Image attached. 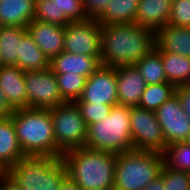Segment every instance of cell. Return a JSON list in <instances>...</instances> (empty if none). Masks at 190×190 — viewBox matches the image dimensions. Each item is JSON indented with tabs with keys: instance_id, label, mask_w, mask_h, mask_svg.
<instances>
[{
	"instance_id": "6da1fadb",
	"label": "cell",
	"mask_w": 190,
	"mask_h": 190,
	"mask_svg": "<svg viewBox=\"0 0 190 190\" xmlns=\"http://www.w3.org/2000/svg\"><path fill=\"white\" fill-rule=\"evenodd\" d=\"M102 66L135 65L155 48V32L135 23L100 24Z\"/></svg>"
},
{
	"instance_id": "7a4b0ae2",
	"label": "cell",
	"mask_w": 190,
	"mask_h": 190,
	"mask_svg": "<svg viewBox=\"0 0 190 190\" xmlns=\"http://www.w3.org/2000/svg\"><path fill=\"white\" fill-rule=\"evenodd\" d=\"M62 159L81 190H114L115 153L81 147L65 152Z\"/></svg>"
},
{
	"instance_id": "3957f363",
	"label": "cell",
	"mask_w": 190,
	"mask_h": 190,
	"mask_svg": "<svg viewBox=\"0 0 190 190\" xmlns=\"http://www.w3.org/2000/svg\"><path fill=\"white\" fill-rule=\"evenodd\" d=\"M11 118L20 147L26 156L56 158V141L49 109H17Z\"/></svg>"
},
{
	"instance_id": "277c9868",
	"label": "cell",
	"mask_w": 190,
	"mask_h": 190,
	"mask_svg": "<svg viewBox=\"0 0 190 190\" xmlns=\"http://www.w3.org/2000/svg\"><path fill=\"white\" fill-rule=\"evenodd\" d=\"M130 111L129 106L115 105L106 118L89 125L85 147L115 154L133 151Z\"/></svg>"
},
{
	"instance_id": "5b68a950",
	"label": "cell",
	"mask_w": 190,
	"mask_h": 190,
	"mask_svg": "<svg viewBox=\"0 0 190 190\" xmlns=\"http://www.w3.org/2000/svg\"><path fill=\"white\" fill-rule=\"evenodd\" d=\"M21 190H59L68 175L62 157L26 156L5 172Z\"/></svg>"
},
{
	"instance_id": "8992f818",
	"label": "cell",
	"mask_w": 190,
	"mask_h": 190,
	"mask_svg": "<svg viewBox=\"0 0 190 190\" xmlns=\"http://www.w3.org/2000/svg\"><path fill=\"white\" fill-rule=\"evenodd\" d=\"M163 154L153 151H129L116 154L114 190H144L160 176Z\"/></svg>"
},
{
	"instance_id": "52a82bcc",
	"label": "cell",
	"mask_w": 190,
	"mask_h": 190,
	"mask_svg": "<svg viewBox=\"0 0 190 190\" xmlns=\"http://www.w3.org/2000/svg\"><path fill=\"white\" fill-rule=\"evenodd\" d=\"M56 141V158L72 149L85 147L88 125L75 102L49 108Z\"/></svg>"
},
{
	"instance_id": "ba28073f",
	"label": "cell",
	"mask_w": 190,
	"mask_h": 190,
	"mask_svg": "<svg viewBox=\"0 0 190 190\" xmlns=\"http://www.w3.org/2000/svg\"><path fill=\"white\" fill-rule=\"evenodd\" d=\"M130 127L133 149L163 153L167 146L155 111L131 107Z\"/></svg>"
},
{
	"instance_id": "9c48e42d",
	"label": "cell",
	"mask_w": 190,
	"mask_h": 190,
	"mask_svg": "<svg viewBox=\"0 0 190 190\" xmlns=\"http://www.w3.org/2000/svg\"><path fill=\"white\" fill-rule=\"evenodd\" d=\"M28 108L49 109L65 103L55 73L50 69L25 71Z\"/></svg>"
},
{
	"instance_id": "30bf717a",
	"label": "cell",
	"mask_w": 190,
	"mask_h": 190,
	"mask_svg": "<svg viewBox=\"0 0 190 190\" xmlns=\"http://www.w3.org/2000/svg\"><path fill=\"white\" fill-rule=\"evenodd\" d=\"M64 51L88 56L101 55V25L96 19L70 22L65 26Z\"/></svg>"
},
{
	"instance_id": "8fae6325",
	"label": "cell",
	"mask_w": 190,
	"mask_h": 190,
	"mask_svg": "<svg viewBox=\"0 0 190 190\" xmlns=\"http://www.w3.org/2000/svg\"><path fill=\"white\" fill-rule=\"evenodd\" d=\"M75 102L118 105L115 67L100 66L87 78L82 95Z\"/></svg>"
},
{
	"instance_id": "7c38bea8",
	"label": "cell",
	"mask_w": 190,
	"mask_h": 190,
	"mask_svg": "<svg viewBox=\"0 0 190 190\" xmlns=\"http://www.w3.org/2000/svg\"><path fill=\"white\" fill-rule=\"evenodd\" d=\"M167 146L182 142L190 130V119L184 112L177 94L155 111Z\"/></svg>"
},
{
	"instance_id": "4fadbf2b",
	"label": "cell",
	"mask_w": 190,
	"mask_h": 190,
	"mask_svg": "<svg viewBox=\"0 0 190 190\" xmlns=\"http://www.w3.org/2000/svg\"><path fill=\"white\" fill-rule=\"evenodd\" d=\"M118 104L139 106L146 83L135 65L115 67Z\"/></svg>"
},
{
	"instance_id": "5bb4252c",
	"label": "cell",
	"mask_w": 190,
	"mask_h": 190,
	"mask_svg": "<svg viewBox=\"0 0 190 190\" xmlns=\"http://www.w3.org/2000/svg\"><path fill=\"white\" fill-rule=\"evenodd\" d=\"M27 31L49 60L64 51L65 27L33 19Z\"/></svg>"
},
{
	"instance_id": "9a60e30c",
	"label": "cell",
	"mask_w": 190,
	"mask_h": 190,
	"mask_svg": "<svg viewBox=\"0 0 190 190\" xmlns=\"http://www.w3.org/2000/svg\"><path fill=\"white\" fill-rule=\"evenodd\" d=\"M0 89L13 110L28 108L25 72L16 65L0 67Z\"/></svg>"
},
{
	"instance_id": "2e32d148",
	"label": "cell",
	"mask_w": 190,
	"mask_h": 190,
	"mask_svg": "<svg viewBox=\"0 0 190 190\" xmlns=\"http://www.w3.org/2000/svg\"><path fill=\"white\" fill-rule=\"evenodd\" d=\"M101 65L100 56H88L61 52L50 60L55 74H79L89 78Z\"/></svg>"
},
{
	"instance_id": "e0dca14e",
	"label": "cell",
	"mask_w": 190,
	"mask_h": 190,
	"mask_svg": "<svg viewBox=\"0 0 190 190\" xmlns=\"http://www.w3.org/2000/svg\"><path fill=\"white\" fill-rule=\"evenodd\" d=\"M172 0H139L135 24L156 32L168 24Z\"/></svg>"
},
{
	"instance_id": "ac0fdd59",
	"label": "cell",
	"mask_w": 190,
	"mask_h": 190,
	"mask_svg": "<svg viewBox=\"0 0 190 190\" xmlns=\"http://www.w3.org/2000/svg\"><path fill=\"white\" fill-rule=\"evenodd\" d=\"M155 47L190 58V28L165 25L155 32Z\"/></svg>"
},
{
	"instance_id": "d6986e66",
	"label": "cell",
	"mask_w": 190,
	"mask_h": 190,
	"mask_svg": "<svg viewBox=\"0 0 190 190\" xmlns=\"http://www.w3.org/2000/svg\"><path fill=\"white\" fill-rule=\"evenodd\" d=\"M23 153L11 117L0 120V170L6 172L19 160Z\"/></svg>"
},
{
	"instance_id": "ffe728a7",
	"label": "cell",
	"mask_w": 190,
	"mask_h": 190,
	"mask_svg": "<svg viewBox=\"0 0 190 190\" xmlns=\"http://www.w3.org/2000/svg\"><path fill=\"white\" fill-rule=\"evenodd\" d=\"M36 0H0V25L26 27L33 20Z\"/></svg>"
},
{
	"instance_id": "44dd1931",
	"label": "cell",
	"mask_w": 190,
	"mask_h": 190,
	"mask_svg": "<svg viewBox=\"0 0 190 190\" xmlns=\"http://www.w3.org/2000/svg\"><path fill=\"white\" fill-rule=\"evenodd\" d=\"M17 67L24 72L50 68V60L41 51L28 31L21 39Z\"/></svg>"
},
{
	"instance_id": "7402d4cb",
	"label": "cell",
	"mask_w": 190,
	"mask_h": 190,
	"mask_svg": "<svg viewBox=\"0 0 190 190\" xmlns=\"http://www.w3.org/2000/svg\"><path fill=\"white\" fill-rule=\"evenodd\" d=\"M139 0H111L95 18L99 24L135 23Z\"/></svg>"
},
{
	"instance_id": "603a6c76",
	"label": "cell",
	"mask_w": 190,
	"mask_h": 190,
	"mask_svg": "<svg viewBox=\"0 0 190 190\" xmlns=\"http://www.w3.org/2000/svg\"><path fill=\"white\" fill-rule=\"evenodd\" d=\"M27 32L26 27H0V53L4 65H16L22 36Z\"/></svg>"
},
{
	"instance_id": "cb8c5ba5",
	"label": "cell",
	"mask_w": 190,
	"mask_h": 190,
	"mask_svg": "<svg viewBox=\"0 0 190 190\" xmlns=\"http://www.w3.org/2000/svg\"><path fill=\"white\" fill-rule=\"evenodd\" d=\"M167 82L176 87L185 85L190 76V58L169 52H160Z\"/></svg>"
},
{
	"instance_id": "d4e9b609",
	"label": "cell",
	"mask_w": 190,
	"mask_h": 190,
	"mask_svg": "<svg viewBox=\"0 0 190 190\" xmlns=\"http://www.w3.org/2000/svg\"><path fill=\"white\" fill-rule=\"evenodd\" d=\"M135 66L142 75L146 85L167 82L162 66L161 53L156 47L140 59Z\"/></svg>"
},
{
	"instance_id": "484cf974",
	"label": "cell",
	"mask_w": 190,
	"mask_h": 190,
	"mask_svg": "<svg viewBox=\"0 0 190 190\" xmlns=\"http://www.w3.org/2000/svg\"><path fill=\"white\" fill-rule=\"evenodd\" d=\"M176 86L169 82L146 85L139 103L140 108L156 111L176 94Z\"/></svg>"
},
{
	"instance_id": "4316f807",
	"label": "cell",
	"mask_w": 190,
	"mask_h": 190,
	"mask_svg": "<svg viewBox=\"0 0 190 190\" xmlns=\"http://www.w3.org/2000/svg\"><path fill=\"white\" fill-rule=\"evenodd\" d=\"M162 154L166 167L190 174V144L184 141L172 143Z\"/></svg>"
},
{
	"instance_id": "83f0119b",
	"label": "cell",
	"mask_w": 190,
	"mask_h": 190,
	"mask_svg": "<svg viewBox=\"0 0 190 190\" xmlns=\"http://www.w3.org/2000/svg\"><path fill=\"white\" fill-rule=\"evenodd\" d=\"M59 91L65 102H75L82 95L87 77L79 74H55Z\"/></svg>"
},
{
	"instance_id": "f1b7e54d",
	"label": "cell",
	"mask_w": 190,
	"mask_h": 190,
	"mask_svg": "<svg viewBox=\"0 0 190 190\" xmlns=\"http://www.w3.org/2000/svg\"><path fill=\"white\" fill-rule=\"evenodd\" d=\"M56 8L59 26L88 19L82 0H56Z\"/></svg>"
},
{
	"instance_id": "f546056e",
	"label": "cell",
	"mask_w": 190,
	"mask_h": 190,
	"mask_svg": "<svg viewBox=\"0 0 190 190\" xmlns=\"http://www.w3.org/2000/svg\"><path fill=\"white\" fill-rule=\"evenodd\" d=\"M160 175L163 178L165 190H190V174L174 171L163 165Z\"/></svg>"
},
{
	"instance_id": "4dcf8cb0",
	"label": "cell",
	"mask_w": 190,
	"mask_h": 190,
	"mask_svg": "<svg viewBox=\"0 0 190 190\" xmlns=\"http://www.w3.org/2000/svg\"><path fill=\"white\" fill-rule=\"evenodd\" d=\"M75 104L80 109L81 115L88 126L106 118L113 107L108 104L93 105L87 102H75Z\"/></svg>"
},
{
	"instance_id": "1f68e13d",
	"label": "cell",
	"mask_w": 190,
	"mask_h": 190,
	"mask_svg": "<svg viewBox=\"0 0 190 190\" xmlns=\"http://www.w3.org/2000/svg\"><path fill=\"white\" fill-rule=\"evenodd\" d=\"M168 25L190 28V0H172Z\"/></svg>"
},
{
	"instance_id": "d6a6232c",
	"label": "cell",
	"mask_w": 190,
	"mask_h": 190,
	"mask_svg": "<svg viewBox=\"0 0 190 190\" xmlns=\"http://www.w3.org/2000/svg\"><path fill=\"white\" fill-rule=\"evenodd\" d=\"M33 19L58 25L56 0H36Z\"/></svg>"
},
{
	"instance_id": "836d02e7",
	"label": "cell",
	"mask_w": 190,
	"mask_h": 190,
	"mask_svg": "<svg viewBox=\"0 0 190 190\" xmlns=\"http://www.w3.org/2000/svg\"><path fill=\"white\" fill-rule=\"evenodd\" d=\"M88 18L95 19L111 0H82Z\"/></svg>"
},
{
	"instance_id": "e575fe53",
	"label": "cell",
	"mask_w": 190,
	"mask_h": 190,
	"mask_svg": "<svg viewBox=\"0 0 190 190\" xmlns=\"http://www.w3.org/2000/svg\"><path fill=\"white\" fill-rule=\"evenodd\" d=\"M176 94L178 95L182 108L186 115L190 119V87L181 85L176 88Z\"/></svg>"
},
{
	"instance_id": "d590c367",
	"label": "cell",
	"mask_w": 190,
	"mask_h": 190,
	"mask_svg": "<svg viewBox=\"0 0 190 190\" xmlns=\"http://www.w3.org/2000/svg\"><path fill=\"white\" fill-rule=\"evenodd\" d=\"M14 110L8 104L3 92L0 89V120L11 117Z\"/></svg>"
},
{
	"instance_id": "8d00e7d4",
	"label": "cell",
	"mask_w": 190,
	"mask_h": 190,
	"mask_svg": "<svg viewBox=\"0 0 190 190\" xmlns=\"http://www.w3.org/2000/svg\"><path fill=\"white\" fill-rule=\"evenodd\" d=\"M0 190H21V189L7 174H5L0 180Z\"/></svg>"
},
{
	"instance_id": "74e56055",
	"label": "cell",
	"mask_w": 190,
	"mask_h": 190,
	"mask_svg": "<svg viewBox=\"0 0 190 190\" xmlns=\"http://www.w3.org/2000/svg\"><path fill=\"white\" fill-rule=\"evenodd\" d=\"M59 190H81L75 181L67 175L60 184Z\"/></svg>"
},
{
	"instance_id": "f35d334b",
	"label": "cell",
	"mask_w": 190,
	"mask_h": 190,
	"mask_svg": "<svg viewBox=\"0 0 190 190\" xmlns=\"http://www.w3.org/2000/svg\"><path fill=\"white\" fill-rule=\"evenodd\" d=\"M144 190H165L162 176H158L155 180L150 182Z\"/></svg>"
},
{
	"instance_id": "ab89813d",
	"label": "cell",
	"mask_w": 190,
	"mask_h": 190,
	"mask_svg": "<svg viewBox=\"0 0 190 190\" xmlns=\"http://www.w3.org/2000/svg\"><path fill=\"white\" fill-rule=\"evenodd\" d=\"M184 142L190 144V130L187 132L186 138L184 139Z\"/></svg>"
},
{
	"instance_id": "60d3db41",
	"label": "cell",
	"mask_w": 190,
	"mask_h": 190,
	"mask_svg": "<svg viewBox=\"0 0 190 190\" xmlns=\"http://www.w3.org/2000/svg\"><path fill=\"white\" fill-rule=\"evenodd\" d=\"M5 174H6V173H5L4 171L0 170V180H1V178H2Z\"/></svg>"
},
{
	"instance_id": "b9f144b4",
	"label": "cell",
	"mask_w": 190,
	"mask_h": 190,
	"mask_svg": "<svg viewBox=\"0 0 190 190\" xmlns=\"http://www.w3.org/2000/svg\"><path fill=\"white\" fill-rule=\"evenodd\" d=\"M3 66V59H2V56H1V53H0V67Z\"/></svg>"
},
{
	"instance_id": "7bdbcfd3",
	"label": "cell",
	"mask_w": 190,
	"mask_h": 190,
	"mask_svg": "<svg viewBox=\"0 0 190 190\" xmlns=\"http://www.w3.org/2000/svg\"><path fill=\"white\" fill-rule=\"evenodd\" d=\"M187 87H190V76H189V79H188V81L186 82V84H185Z\"/></svg>"
}]
</instances>
